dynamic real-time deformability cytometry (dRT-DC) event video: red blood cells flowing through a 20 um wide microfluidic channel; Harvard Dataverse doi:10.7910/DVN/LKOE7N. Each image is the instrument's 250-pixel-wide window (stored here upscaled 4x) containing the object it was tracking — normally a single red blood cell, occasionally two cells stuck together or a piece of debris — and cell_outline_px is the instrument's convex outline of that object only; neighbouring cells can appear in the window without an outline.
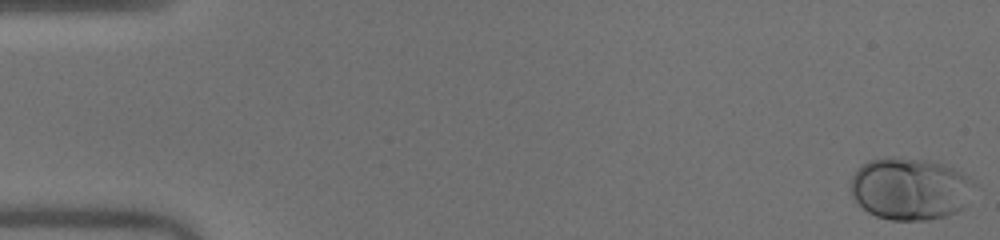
{"species": "human", "species_latin": "Homo sapiens", "temperature_condition": "warm", "stored_images_in_passage": 51, "camera_frame_rate_fps": 3000, "um_per_image_px": 0.085, "donor": {"sex": "male"}, "frame": {"image": 1, "passage_image": 1, "time_ms": 0.0, "image_size_px": [1000, 240], "cell_outline_px": [[980, 188], [964, 208], [956, 212], [944, 216], [928, 220], [892, 220], [876, 216], [868, 212], [852, 196], [848, 188], [852, 176], [868, 160], [888, 156], [924, 160], [940, 164], [952, 168], [968, 176]], "centroid_in_image_um": [77.41, 16.05], "position_along_channel_um": 7.6, "area_um2": 45.32}}
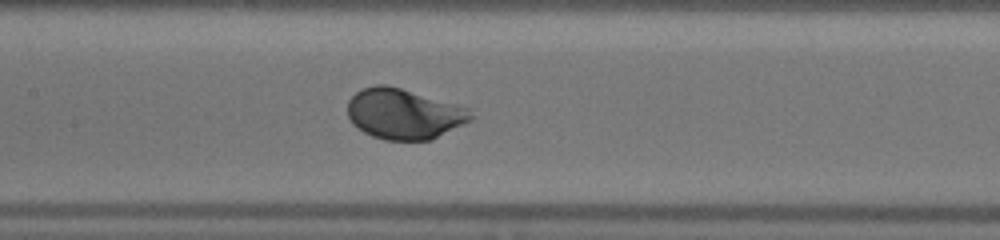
{"frame": {"image": 2, "passage_image": 25, "time_ms": 8.0, "image_size_px": [1000, 240], "cell_outline_px": [[476, 116], [472, 120], [432, 140], [384, 140], [372, 136], [364, 132], [352, 124], [348, 116], [348, 100], [360, 88], [376, 84], [384, 84], [400, 88], [468, 108]], "centroid_in_image_um": [34.32, 9.69], "position_along_channel_um": 173.1, "area_um2": 36.3}}
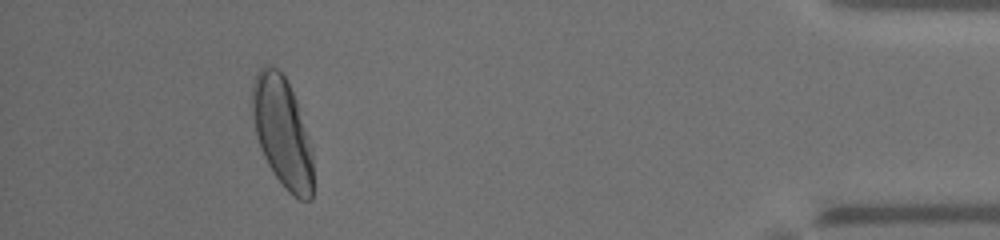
{"frame": {"image": 3, "passage_image": 47, "time_ms": 15.333, "image_size_px": [1000, 240], "cell_outline_px": [[312, 200], [300, 200], [292, 196], [284, 188], [268, 164], [260, 148], [256, 136], [252, 112], [252, 84], [256, 72], [264, 64], [272, 64], [284, 72], [296, 100], [312, 148]], "centroid_in_image_um": [23.98, 11.19], "position_along_channel_um": 411.2, "area_um2": 39.36}, "authors_computed_cell_mechanics": {"area_um2": 35.836, "velocity_mm_per_s": 4.0314, "shape_relaxation_time_tau1_ms": 1.5274, "shape_relaxation_time_tau2_ms": null, "deformation_change_tau1": 0.1445, "deformation_change_tau2": null}}